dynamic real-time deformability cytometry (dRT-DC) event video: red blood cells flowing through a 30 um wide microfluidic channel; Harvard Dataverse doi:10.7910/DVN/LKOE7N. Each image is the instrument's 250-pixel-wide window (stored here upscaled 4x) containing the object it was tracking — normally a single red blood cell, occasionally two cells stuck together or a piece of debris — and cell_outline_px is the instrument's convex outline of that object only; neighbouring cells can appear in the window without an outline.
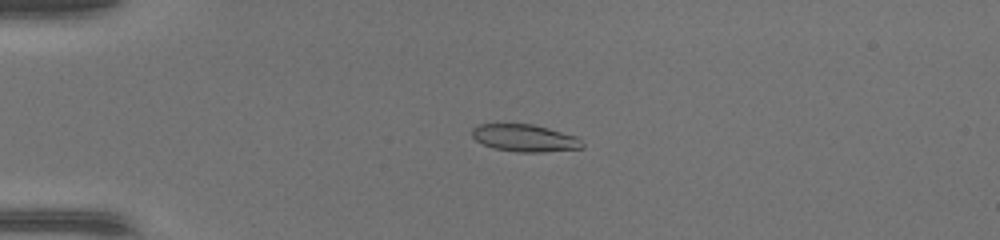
{"species": "common noctule bat (a hibernating species)", "species_latin": "Nyctalus noctula", "temperature_condition": "warm", "stored_images_in_passage": 48, "camera_frame_rate_fps": 3000, "um_per_image_px": 0.085, "animal": {"sex": "female", "body_mass_g": 17.0, "forearm_length_mm": 48.0}, "frame": {"image": 1, "passage_image": 13, "time_ms": 4.0, "image_size_px": [1000, 240], "cell_outline_px": [[584, 148], [544, 152], [516, 152], [492, 148], [476, 140], [472, 136], [472, 128], [480, 124], [532, 124], [548, 128], [576, 136], [584, 144]], "centroid_in_image_um": [44.61, 11.74], "position_along_channel_um": 40.4, "area_um2": 17.51}}
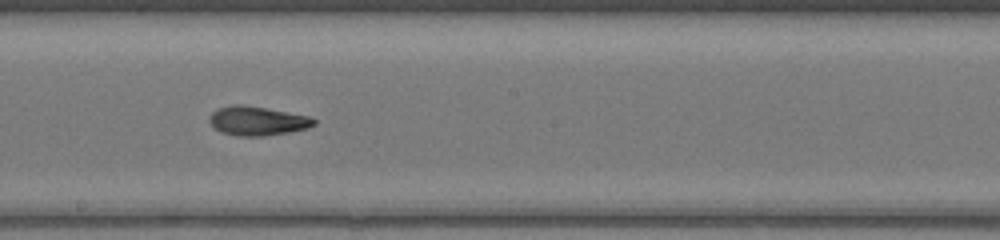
{"frame": {"image": 2, "passage_image": 28, "time_ms": 9.0, "image_size_px": [1000, 240], "cell_outline_px": [[316, 124], [308, 128], [288, 132], [264, 136], [236, 136], [220, 132], [208, 120], [212, 112], [216, 108], [232, 104], [244, 104], [308, 116], [316, 120]], "centroid_in_image_um": [21.84, 10.27], "position_along_channel_um": 226.4, "area_um2": 17.74}}
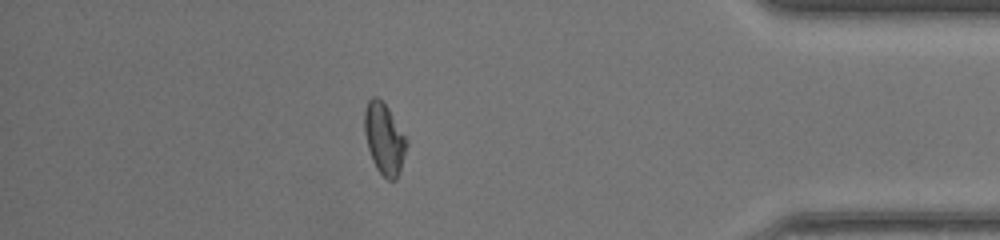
{"frame": {"image": 3, "passage_image": 42, "time_ms": 13.667, "image_size_px": [1000, 240], "cell_outline_px": [[408, 144], [400, 172], [396, 180], [388, 180], [376, 168], [372, 160], [368, 148], [364, 132], [364, 112], [368, 100], [372, 96], [376, 96], [388, 108], [408, 140]], "centroid_in_image_um": [32.67, 11.81], "position_along_channel_um": 402.5, "area_um2": 17.51}}